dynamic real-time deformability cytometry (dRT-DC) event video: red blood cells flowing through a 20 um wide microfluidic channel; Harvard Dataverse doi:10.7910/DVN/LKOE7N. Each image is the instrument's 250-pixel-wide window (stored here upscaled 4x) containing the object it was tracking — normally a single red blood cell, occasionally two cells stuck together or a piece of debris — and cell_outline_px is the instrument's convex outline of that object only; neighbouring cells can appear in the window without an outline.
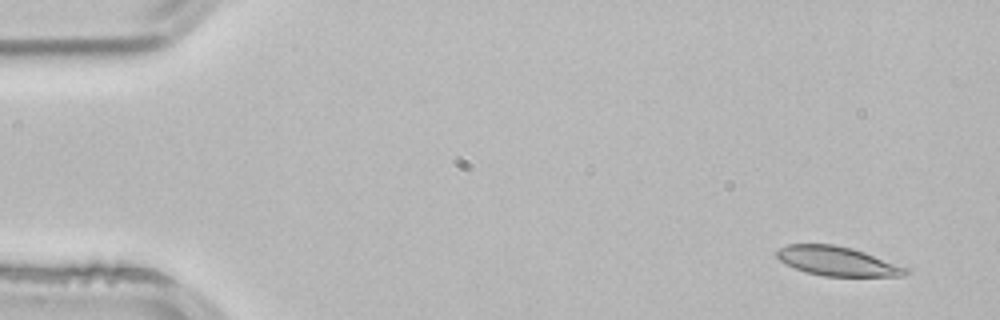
{"species": "common noctule bat (a hibernating species)", "species_latin": "Nyctalus noctula", "temperature_condition": "room temperature", "stored_images_in_passage": 3, "camera_frame_rate_fps": 3000, "um_per_image_px": 0.085, "animal": {"sex": "male", "body_mass_g": 21.5, "forearm_length_mm": 52.0}, "frame": {"image": 1, "passage_image": 1, "time_ms": 0.0, "image_size_px": [1000, 320], "cell_outline_px": [[908, 272], [904, 276], [824, 276], [804, 272], [780, 260], [776, 256], [776, 252], [780, 248], [788, 244], [832, 244], [852, 248], [864, 252], [908, 268]], "centroid_in_image_um": [71.16, 22.2], "position_along_channel_um": 13.8, "area_um2": 21.73}}
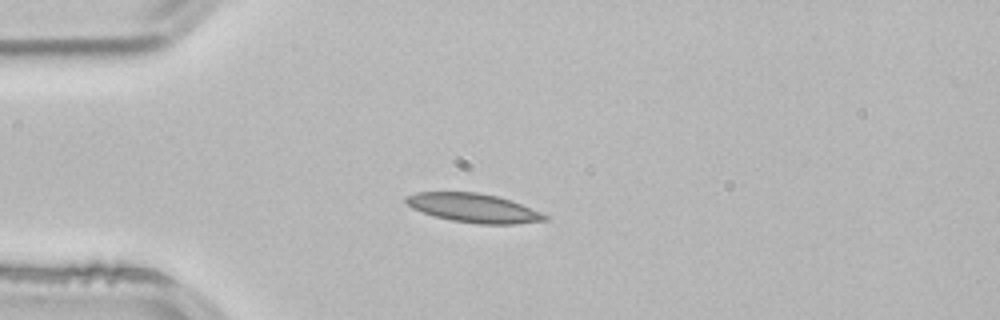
{"frame": {"image": 2, "passage_image": 3, "time_ms": 0.667, "image_size_px": [1000, 320], "cell_outline_px": [[548, 220], [512, 224], [480, 224], [452, 220], [436, 216], [412, 208], [404, 200], [404, 196], [416, 192], [480, 192], [496, 196], [520, 204], [540, 212], [548, 216]], "centroid_in_image_um": [40.22, 17.67], "position_along_channel_um": 44.8, "area_um2": 23.06}}